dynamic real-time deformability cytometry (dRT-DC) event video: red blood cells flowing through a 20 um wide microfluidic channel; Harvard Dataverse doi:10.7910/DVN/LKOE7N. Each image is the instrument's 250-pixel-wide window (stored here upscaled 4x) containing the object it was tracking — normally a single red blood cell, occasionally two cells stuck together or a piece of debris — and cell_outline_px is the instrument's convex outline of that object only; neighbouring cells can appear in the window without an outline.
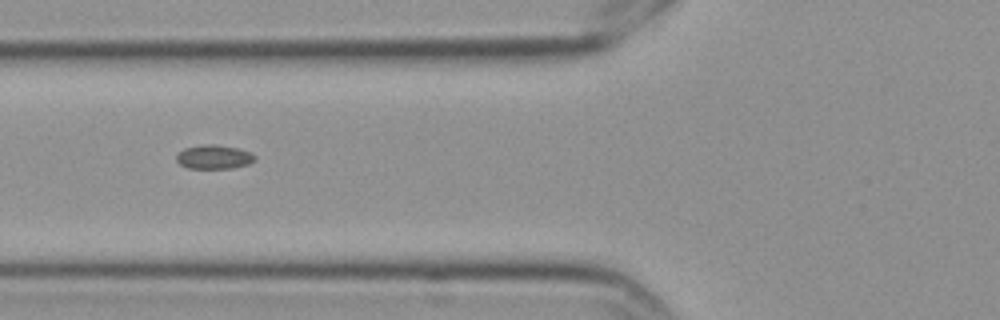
{"species": "Egyptian fruit bat (a non-hibernating species)", "species_latin": "Rousettus aegyptiacus", "temperature_condition": "cold", "stored_images_in_passage": 5, "camera_frame_rate_fps": 3000, "um_per_image_px": 0.085, "frame": {"image": 1, "passage_image": 5, "time_ms": 1.333, "image_size_px": [1000, 320], "cell_outline_px": [[256, 156], [248, 164], [232, 168], [188, 168], [180, 164], [176, 160], [176, 156], [184, 148], [200, 144], [216, 144], [236, 148], [252, 152]], "centroid_in_image_um": [18.17, 13.33], "position_along_channel_um": 107.6, "area_um2": 10.92}}